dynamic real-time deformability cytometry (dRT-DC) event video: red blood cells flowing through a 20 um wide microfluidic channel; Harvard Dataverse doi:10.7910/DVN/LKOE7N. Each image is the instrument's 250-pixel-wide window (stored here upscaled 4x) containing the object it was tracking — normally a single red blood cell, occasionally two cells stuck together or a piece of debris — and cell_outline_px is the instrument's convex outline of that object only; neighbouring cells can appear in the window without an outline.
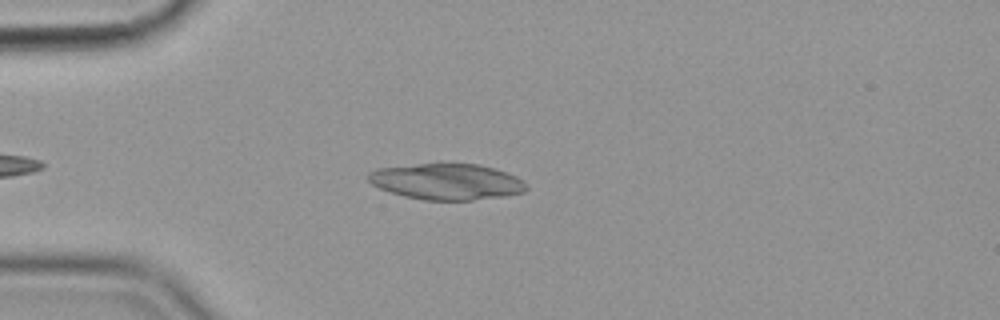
{"species": "common noctule bat (a hibernating species)", "species_latin": "Nyctalus noctula", "temperature_condition": "cold", "stored_images_in_passage": 49, "camera_frame_rate_fps": 3000, "um_per_image_px": 0.085, "animal": {"sex": "female", "body_mass_g": 19.9}, "frame": {"image": 1, "passage_image": 8, "time_ms": 2.333, "image_size_px": [1000, 320], "cell_outline_px": [[528, 188], [524, 192], [504, 196], [472, 200], [424, 200], [404, 196], [380, 188], [372, 184], [368, 180], [368, 172], [380, 168], [440, 160], [480, 164], [496, 168], [508, 172], [516, 176]], "centroid_in_image_um": [37.97, 15.39], "position_along_channel_um": 47.0, "area_um2": 34.16}}
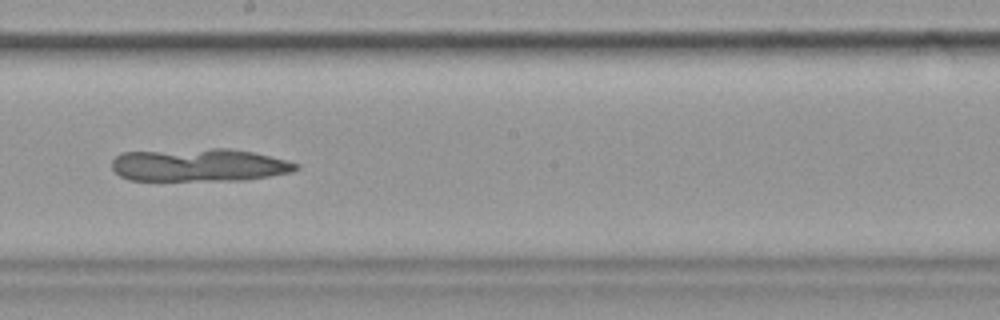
{"frame": {"image": 2, "passage_image": 25, "time_ms": 8.0, "image_size_px": [1000, 320], "cell_outline_px": [[300, 168], [292, 172], [244, 180], [128, 180], [120, 176], [112, 168], [112, 160], [120, 152], [212, 148], [228, 148], [252, 152], [300, 164]], "centroid_in_image_um": [16.9, 14.02], "position_along_channel_um": 231.3, "area_um2": 35.32}}